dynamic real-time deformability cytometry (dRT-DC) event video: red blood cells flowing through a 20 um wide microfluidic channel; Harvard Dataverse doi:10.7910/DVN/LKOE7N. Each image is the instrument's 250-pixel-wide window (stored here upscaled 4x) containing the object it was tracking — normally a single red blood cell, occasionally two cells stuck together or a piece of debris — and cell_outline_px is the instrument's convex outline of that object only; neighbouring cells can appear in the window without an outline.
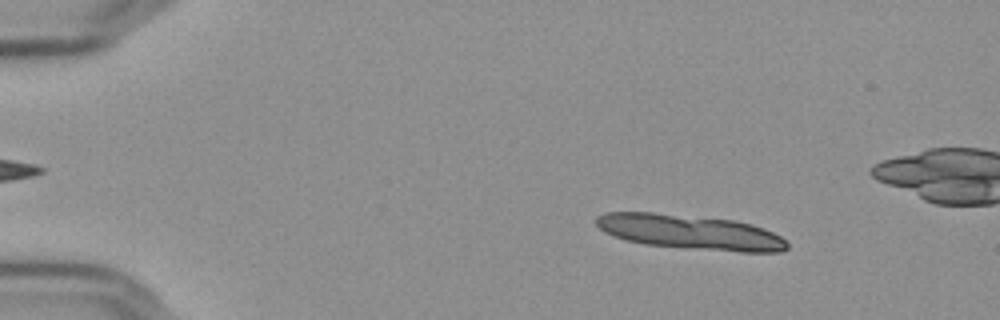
{"species": "Egyptian fruit bat (a non-hibernating species)", "species_latin": "Rousettus aegyptiacus", "temperature_condition": "cold", "stored_images_in_passage": 6, "segment_of_instrument_passage": [1, 2], "camera_frame_rate_fps": 3000, "um_per_image_px": 0.085, "frame": {"image": 1, "passage_image": 2, "time_ms": 0.333, "image_size_px": [1000, 320], "cell_outline_px": [[788, 248], [780, 252], [740, 252], [688, 248], [644, 244], [624, 240], [604, 232], [596, 224], [596, 216], [604, 212], [652, 212], [732, 220], [752, 224], [764, 228], [780, 236], [788, 244]], "centroid_in_image_um": [58.64, 19.73], "position_along_channel_um": 26.4, "area_um2": 38.55}}